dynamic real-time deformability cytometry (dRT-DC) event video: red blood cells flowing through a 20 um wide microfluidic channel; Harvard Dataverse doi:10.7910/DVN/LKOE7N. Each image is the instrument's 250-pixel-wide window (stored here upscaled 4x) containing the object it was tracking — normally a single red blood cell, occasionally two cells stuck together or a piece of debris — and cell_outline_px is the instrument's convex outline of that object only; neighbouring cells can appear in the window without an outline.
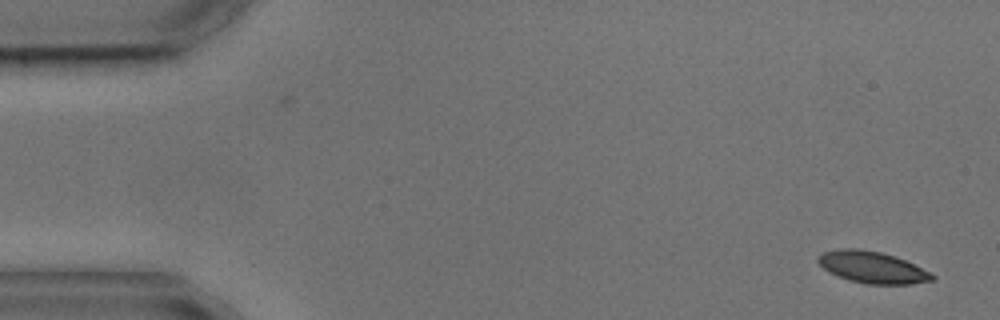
{"species": "common noctule bat (a hibernating species)", "species_latin": "Nyctalus noctula", "temperature_condition": "cold", "stored_images_in_passage": 2, "camera_frame_rate_fps": 3000, "um_per_image_px": 0.085, "animal": {"sex": "male", "body_mass_g": 17.9, "forearm_length_mm": 54.2}, "frame": {"image": 1, "passage_image": 2, "time_ms": 1.0, "image_size_px": [1000, 320], "cell_outline_px": [[936, 280], [912, 284], [864, 284], [848, 280], [828, 272], [816, 260], [816, 256], [824, 252], [840, 248], [856, 248], [880, 252], [904, 260], [932, 272], [936, 276]], "centroid_in_image_um": [74.15, 22.73], "position_along_channel_um": 10.8, "area_um2": 21.21}}